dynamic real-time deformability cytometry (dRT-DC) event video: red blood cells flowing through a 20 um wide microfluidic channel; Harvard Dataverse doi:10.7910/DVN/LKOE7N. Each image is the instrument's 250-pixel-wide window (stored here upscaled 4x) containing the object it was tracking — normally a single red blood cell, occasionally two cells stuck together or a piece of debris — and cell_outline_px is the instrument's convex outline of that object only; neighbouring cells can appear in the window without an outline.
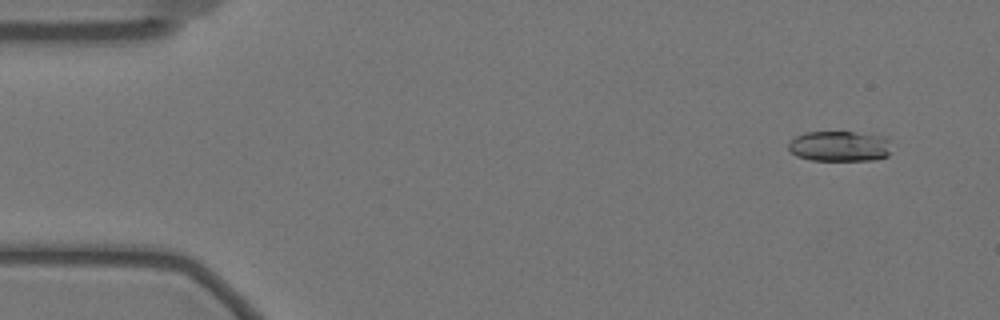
{"species": "Egyptian fruit bat (a non-hibernating species)", "species_latin": "Rousettus aegyptiacus", "temperature_condition": "warm", "stored_images_in_passage": 58, "camera_frame_rate_fps": 3000, "um_per_image_px": 0.085, "animal": {"sex": "female"}, "frame": {"image": 1, "passage_image": 4, "time_ms": 1.0, "image_size_px": [1000, 320], "cell_outline_px": [[888, 156], [872, 160], [812, 160], [796, 156], [788, 148], [788, 144], [796, 136], [808, 132], [852, 132], [888, 136]], "centroid_in_image_um": [71.36, 12.42], "position_along_channel_um": 13.6, "area_um2": 18.15}}
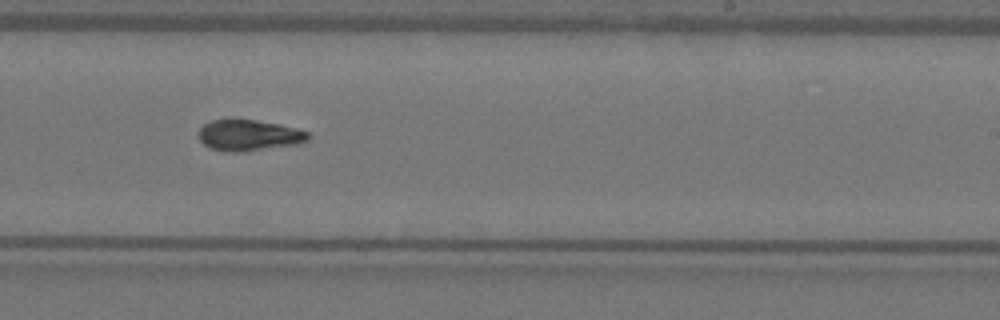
{"frame": {"image": 2, "passage_image": 35, "time_ms": 11.333, "image_size_px": [1000, 320], "cell_outline_px": [[312, 136], [308, 140], [300, 144], [244, 152], [228, 152], [212, 148], [204, 144], [200, 140], [200, 128], [204, 124], [212, 120], [256, 120], [296, 128], [308, 132]], "centroid_in_image_um": [21.21, 11.52], "position_along_channel_um": 267.8, "area_um2": 19.71}}
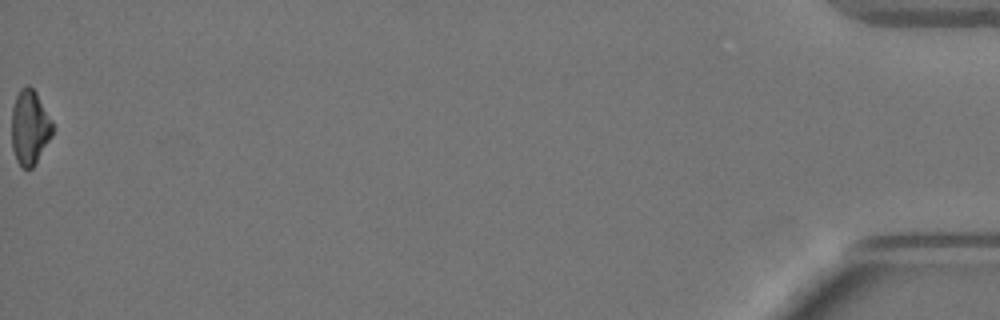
{"frame": {"image": 3, "passage_image": 58, "time_ms": 19.0, "image_size_px": [1000, 320], "cell_outline_px": [[52, 136], [32, 168], [24, 168], [16, 160], [12, 148], [12, 108], [16, 96], [20, 88], [28, 84], [36, 92], [52, 120]], "centroid_in_image_um": [2.52, 10.8], "position_along_channel_um": 432.7, "area_um2": 17.69}, "authors_computed_cell_mechanics": {"area_um2": 18.9584, "velocity_mm_per_s": 3.4989, "shape_relaxation_time_tau1_ms": 7.5582, "shape_relaxation_time_tau2_ms": 3.5108, "deformation_change_tau1": 0.2111, "deformation_change_tau2": 0.096}}